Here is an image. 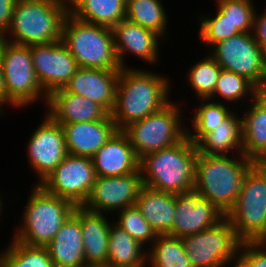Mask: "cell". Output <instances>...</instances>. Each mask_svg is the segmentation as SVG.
Here are the masks:
<instances>
[{"label": "cell", "mask_w": 266, "mask_h": 267, "mask_svg": "<svg viewBox=\"0 0 266 267\" xmlns=\"http://www.w3.org/2000/svg\"><path fill=\"white\" fill-rule=\"evenodd\" d=\"M46 107V113L61 125L103 120L108 115L94 101L63 89H58L48 96Z\"/></svg>", "instance_id": "cell-22"}, {"label": "cell", "mask_w": 266, "mask_h": 267, "mask_svg": "<svg viewBox=\"0 0 266 267\" xmlns=\"http://www.w3.org/2000/svg\"><path fill=\"white\" fill-rule=\"evenodd\" d=\"M33 69L44 92L63 89L79 68L76 59L60 41L30 46Z\"/></svg>", "instance_id": "cell-15"}, {"label": "cell", "mask_w": 266, "mask_h": 267, "mask_svg": "<svg viewBox=\"0 0 266 267\" xmlns=\"http://www.w3.org/2000/svg\"><path fill=\"white\" fill-rule=\"evenodd\" d=\"M225 217L242 242L266 241V163L255 162L249 168Z\"/></svg>", "instance_id": "cell-7"}, {"label": "cell", "mask_w": 266, "mask_h": 267, "mask_svg": "<svg viewBox=\"0 0 266 267\" xmlns=\"http://www.w3.org/2000/svg\"><path fill=\"white\" fill-rule=\"evenodd\" d=\"M69 13L81 21L113 28L126 18V0H76Z\"/></svg>", "instance_id": "cell-28"}, {"label": "cell", "mask_w": 266, "mask_h": 267, "mask_svg": "<svg viewBox=\"0 0 266 267\" xmlns=\"http://www.w3.org/2000/svg\"><path fill=\"white\" fill-rule=\"evenodd\" d=\"M68 154L91 158L118 130L111 115L103 120L62 125Z\"/></svg>", "instance_id": "cell-20"}, {"label": "cell", "mask_w": 266, "mask_h": 267, "mask_svg": "<svg viewBox=\"0 0 266 267\" xmlns=\"http://www.w3.org/2000/svg\"><path fill=\"white\" fill-rule=\"evenodd\" d=\"M256 99L266 108V86L257 90Z\"/></svg>", "instance_id": "cell-42"}, {"label": "cell", "mask_w": 266, "mask_h": 267, "mask_svg": "<svg viewBox=\"0 0 266 267\" xmlns=\"http://www.w3.org/2000/svg\"><path fill=\"white\" fill-rule=\"evenodd\" d=\"M148 248L147 267H194L184 251L181 238L158 234Z\"/></svg>", "instance_id": "cell-31"}, {"label": "cell", "mask_w": 266, "mask_h": 267, "mask_svg": "<svg viewBox=\"0 0 266 267\" xmlns=\"http://www.w3.org/2000/svg\"><path fill=\"white\" fill-rule=\"evenodd\" d=\"M244 110L243 155L254 162L266 163V108L255 98Z\"/></svg>", "instance_id": "cell-26"}, {"label": "cell", "mask_w": 266, "mask_h": 267, "mask_svg": "<svg viewBox=\"0 0 266 267\" xmlns=\"http://www.w3.org/2000/svg\"><path fill=\"white\" fill-rule=\"evenodd\" d=\"M208 53L222 69L247 78L258 89L266 86V54L256 43L252 32L220 41Z\"/></svg>", "instance_id": "cell-11"}, {"label": "cell", "mask_w": 266, "mask_h": 267, "mask_svg": "<svg viewBox=\"0 0 266 267\" xmlns=\"http://www.w3.org/2000/svg\"><path fill=\"white\" fill-rule=\"evenodd\" d=\"M3 196L1 195V193H0V219H2L1 218V216H2V212L4 211L3 209H4V206H3V204H4V202H3Z\"/></svg>", "instance_id": "cell-44"}, {"label": "cell", "mask_w": 266, "mask_h": 267, "mask_svg": "<svg viewBox=\"0 0 266 267\" xmlns=\"http://www.w3.org/2000/svg\"><path fill=\"white\" fill-rule=\"evenodd\" d=\"M6 42L7 41H6L5 34L0 32V58H1V53H2L3 46H4V44Z\"/></svg>", "instance_id": "cell-43"}, {"label": "cell", "mask_w": 266, "mask_h": 267, "mask_svg": "<svg viewBox=\"0 0 266 267\" xmlns=\"http://www.w3.org/2000/svg\"><path fill=\"white\" fill-rule=\"evenodd\" d=\"M215 6L241 33L252 32L255 11L253 0H215Z\"/></svg>", "instance_id": "cell-37"}, {"label": "cell", "mask_w": 266, "mask_h": 267, "mask_svg": "<svg viewBox=\"0 0 266 267\" xmlns=\"http://www.w3.org/2000/svg\"><path fill=\"white\" fill-rule=\"evenodd\" d=\"M199 60L188 68L186 80L197 100L209 99L213 95L222 68L208 53Z\"/></svg>", "instance_id": "cell-34"}, {"label": "cell", "mask_w": 266, "mask_h": 267, "mask_svg": "<svg viewBox=\"0 0 266 267\" xmlns=\"http://www.w3.org/2000/svg\"><path fill=\"white\" fill-rule=\"evenodd\" d=\"M0 251V267H54L46 246H31L11 238Z\"/></svg>", "instance_id": "cell-33"}, {"label": "cell", "mask_w": 266, "mask_h": 267, "mask_svg": "<svg viewBox=\"0 0 266 267\" xmlns=\"http://www.w3.org/2000/svg\"><path fill=\"white\" fill-rule=\"evenodd\" d=\"M181 105L171 101L159 111L122 129L139 160L146 154L173 146L187 136L189 125L183 119L187 115Z\"/></svg>", "instance_id": "cell-8"}, {"label": "cell", "mask_w": 266, "mask_h": 267, "mask_svg": "<svg viewBox=\"0 0 266 267\" xmlns=\"http://www.w3.org/2000/svg\"><path fill=\"white\" fill-rule=\"evenodd\" d=\"M162 2L161 0H126V19L154 31L166 40L169 17Z\"/></svg>", "instance_id": "cell-30"}, {"label": "cell", "mask_w": 266, "mask_h": 267, "mask_svg": "<svg viewBox=\"0 0 266 267\" xmlns=\"http://www.w3.org/2000/svg\"><path fill=\"white\" fill-rule=\"evenodd\" d=\"M96 177L91 158L67 154L39 185L48 193L67 199L76 206H82Z\"/></svg>", "instance_id": "cell-12"}, {"label": "cell", "mask_w": 266, "mask_h": 267, "mask_svg": "<svg viewBox=\"0 0 266 267\" xmlns=\"http://www.w3.org/2000/svg\"><path fill=\"white\" fill-rule=\"evenodd\" d=\"M68 13L62 0H17L6 41L24 46L60 41Z\"/></svg>", "instance_id": "cell-4"}, {"label": "cell", "mask_w": 266, "mask_h": 267, "mask_svg": "<svg viewBox=\"0 0 266 267\" xmlns=\"http://www.w3.org/2000/svg\"><path fill=\"white\" fill-rule=\"evenodd\" d=\"M31 186L34 187L30 188L31 195L25 201L21 224L14 229L13 238L31 246H46L77 206L46 192L39 184Z\"/></svg>", "instance_id": "cell-5"}, {"label": "cell", "mask_w": 266, "mask_h": 267, "mask_svg": "<svg viewBox=\"0 0 266 267\" xmlns=\"http://www.w3.org/2000/svg\"><path fill=\"white\" fill-rule=\"evenodd\" d=\"M17 0H0V32L6 33L11 24L14 6Z\"/></svg>", "instance_id": "cell-40"}, {"label": "cell", "mask_w": 266, "mask_h": 267, "mask_svg": "<svg viewBox=\"0 0 266 267\" xmlns=\"http://www.w3.org/2000/svg\"><path fill=\"white\" fill-rule=\"evenodd\" d=\"M198 101L200 102L197 104V108L194 107L193 117L188 118L192 125L187 127V137L194 144H197L207 133L216 129L234 110V106L231 108L226 103L214 102L209 99H198Z\"/></svg>", "instance_id": "cell-29"}, {"label": "cell", "mask_w": 266, "mask_h": 267, "mask_svg": "<svg viewBox=\"0 0 266 267\" xmlns=\"http://www.w3.org/2000/svg\"><path fill=\"white\" fill-rule=\"evenodd\" d=\"M197 145L187 136L173 146L140 159L144 186L174 194L194 190Z\"/></svg>", "instance_id": "cell-2"}, {"label": "cell", "mask_w": 266, "mask_h": 267, "mask_svg": "<svg viewBox=\"0 0 266 267\" xmlns=\"http://www.w3.org/2000/svg\"><path fill=\"white\" fill-rule=\"evenodd\" d=\"M4 113L5 112L0 109V117H2L4 115Z\"/></svg>", "instance_id": "cell-46"}, {"label": "cell", "mask_w": 266, "mask_h": 267, "mask_svg": "<svg viewBox=\"0 0 266 267\" xmlns=\"http://www.w3.org/2000/svg\"><path fill=\"white\" fill-rule=\"evenodd\" d=\"M108 214L88 211L80 206V223L86 266L103 267L108 261L111 222ZM111 220V221H109Z\"/></svg>", "instance_id": "cell-23"}, {"label": "cell", "mask_w": 266, "mask_h": 267, "mask_svg": "<svg viewBox=\"0 0 266 267\" xmlns=\"http://www.w3.org/2000/svg\"><path fill=\"white\" fill-rule=\"evenodd\" d=\"M235 110L239 109H234L216 129L207 133L196 144L199 154L217 156L243 154L242 117H239V113Z\"/></svg>", "instance_id": "cell-24"}, {"label": "cell", "mask_w": 266, "mask_h": 267, "mask_svg": "<svg viewBox=\"0 0 266 267\" xmlns=\"http://www.w3.org/2000/svg\"><path fill=\"white\" fill-rule=\"evenodd\" d=\"M255 11L252 35L256 43L260 46L263 52L266 54V12Z\"/></svg>", "instance_id": "cell-39"}, {"label": "cell", "mask_w": 266, "mask_h": 267, "mask_svg": "<svg viewBox=\"0 0 266 267\" xmlns=\"http://www.w3.org/2000/svg\"><path fill=\"white\" fill-rule=\"evenodd\" d=\"M7 107V89L5 86V78L3 75L2 66L0 64V109L5 112L3 107Z\"/></svg>", "instance_id": "cell-41"}, {"label": "cell", "mask_w": 266, "mask_h": 267, "mask_svg": "<svg viewBox=\"0 0 266 267\" xmlns=\"http://www.w3.org/2000/svg\"><path fill=\"white\" fill-rule=\"evenodd\" d=\"M143 187L140 169L122 176H97L82 207L88 211L112 215L135 205Z\"/></svg>", "instance_id": "cell-14"}, {"label": "cell", "mask_w": 266, "mask_h": 267, "mask_svg": "<svg viewBox=\"0 0 266 267\" xmlns=\"http://www.w3.org/2000/svg\"><path fill=\"white\" fill-rule=\"evenodd\" d=\"M0 64L7 89V107L11 105L12 108L22 109L29 105L33 106L40 100L46 108L48 95L44 92L33 69L30 46L6 42L2 49Z\"/></svg>", "instance_id": "cell-9"}, {"label": "cell", "mask_w": 266, "mask_h": 267, "mask_svg": "<svg viewBox=\"0 0 266 267\" xmlns=\"http://www.w3.org/2000/svg\"><path fill=\"white\" fill-rule=\"evenodd\" d=\"M54 267H87L80 223V206L46 245Z\"/></svg>", "instance_id": "cell-21"}, {"label": "cell", "mask_w": 266, "mask_h": 267, "mask_svg": "<svg viewBox=\"0 0 266 267\" xmlns=\"http://www.w3.org/2000/svg\"><path fill=\"white\" fill-rule=\"evenodd\" d=\"M157 234H168L175 215V194L144 186L135 204Z\"/></svg>", "instance_id": "cell-25"}, {"label": "cell", "mask_w": 266, "mask_h": 267, "mask_svg": "<svg viewBox=\"0 0 266 267\" xmlns=\"http://www.w3.org/2000/svg\"><path fill=\"white\" fill-rule=\"evenodd\" d=\"M68 7H70L76 0H62Z\"/></svg>", "instance_id": "cell-45"}, {"label": "cell", "mask_w": 266, "mask_h": 267, "mask_svg": "<svg viewBox=\"0 0 266 267\" xmlns=\"http://www.w3.org/2000/svg\"><path fill=\"white\" fill-rule=\"evenodd\" d=\"M225 214L195 190L175 194V215L168 235L183 238L215 226Z\"/></svg>", "instance_id": "cell-16"}, {"label": "cell", "mask_w": 266, "mask_h": 267, "mask_svg": "<svg viewBox=\"0 0 266 267\" xmlns=\"http://www.w3.org/2000/svg\"><path fill=\"white\" fill-rule=\"evenodd\" d=\"M114 215H117V218L114 219H118L114 220V222L128 232L133 239L139 241L144 246L146 245L147 249L156 239L158 234L136 205L124 208Z\"/></svg>", "instance_id": "cell-36"}, {"label": "cell", "mask_w": 266, "mask_h": 267, "mask_svg": "<svg viewBox=\"0 0 266 267\" xmlns=\"http://www.w3.org/2000/svg\"><path fill=\"white\" fill-rule=\"evenodd\" d=\"M236 267H266V241L241 242Z\"/></svg>", "instance_id": "cell-38"}, {"label": "cell", "mask_w": 266, "mask_h": 267, "mask_svg": "<svg viewBox=\"0 0 266 267\" xmlns=\"http://www.w3.org/2000/svg\"><path fill=\"white\" fill-rule=\"evenodd\" d=\"M257 90L258 88L247 78L235 72L221 69L215 90L209 100L219 103L220 101L222 103L226 102V104L230 106L234 104L236 107V102L237 104L238 102L242 104L244 101V103L246 102L247 104L253 101L256 98ZM217 98H219V100Z\"/></svg>", "instance_id": "cell-32"}, {"label": "cell", "mask_w": 266, "mask_h": 267, "mask_svg": "<svg viewBox=\"0 0 266 267\" xmlns=\"http://www.w3.org/2000/svg\"><path fill=\"white\" fill-rule=\"evenodd\" d=\"M119 73L120 70L79 67L63 90L94 101L110 114L115 104Z\"/></svg>", "instance_id": "cell-18"}, {"label": "cell", "mask_w": 266, "mask_h": 267, "mask_svg": "<svg viewBox=\"0 0 266 267\" xmlns=\"http://www.w3.org/2000/svg\"><path fill=\"white\" fill-rule=\"evenodd\" d=\"M91 159L100 177L122 176L139 170L140 160L122 130H117Z\"/></svg>", "instance_id": "cell-19"}, {"label": "cell", "mask_w": 266, "mask_h": 267, "mask_svg": "<svg viewBox=\"0 0 266 267\" xmlns=\"http://www.w3.org/2000/svg\"><path fill=\"white\" fill-rule=\"evenodd\" d=\"M199 15L198 38L202 40L204 46L210 49L214 44L223 41L241 32L233 25L227 17L216 7L214 15Z\"/></svg>", "instance_id": "cell-35"}, {"label": "cell", "mask_w": 266, "mask_h": 267, "mask_svg": "<svg viewBox=\"0 0 266 267\" xmlns=\"http://www.w3.org/2000/svg\"><path fill=\"white\" fill-rule=\"evenodd\" d=\"M61 42L79 67L120 70L112 28L81 21L68 13L62 26Z\"/></svg>", "instance_id": "cell-6"}, {"label": "cell", "mask_w": 266, "mask_h": 267, "mask_svg": "<svg viewBox=\"0 0 266 267\" xmlns=\"http://www.w3.org/2000/svg\"><path fill=\"white\" fill-rule=\"evenodd\" d=\"M44 115L25 145L27 163L38 178L36 184L46 178L68 154L62 125L47 113Z\"/></svg>", "instance_id": "cell-13"}, {"label": "cell", "mask_w": 266, "mask_h": 267, "mask_svg": "<svg viewBox=\"0 0 266 267\" xmlns=\"http://www.w3.org/2000/svg\"><path fill=\"white\" fill-rule=\"evenodd\" d=\"M254 163L243 154L217 156L198 153L194 190L226 215L235 205L244 176Z\"/></svg>", "instance_id": "cell-3"}, {"label": "cell", "mask_w": 266, "mask_h": 267, "mask_svg": "<svg viewBox=\"0 0 266 267\" xmlns=\"http://www.w3.org/2000/svg\"><path fill=\"white\" fill-rule=\"evenodd\" d=\"M112 32L115 52L121 68H129L126 55L137 57L149 66L160 61L158 49L163 38L154 31L125 18L112 28Z\"/></svg>", "instance_id": "cell-17"}, {"label": "cell", "mask_w": 266, "mask_h": 267, "mask_svg": "<svg viewBox=\"0 0 266 267\" xmlns=\"http://www.w3.org/2000/svg\"><path fill=\"white\" fill-rule=\"evenodd\" d=\"M147 248L114 221L110 226L108 261L111 267H145Z\"/></svg>", "instance_id": "cell-27"}, {"label": "cell", "mask_w": 266, "mask_h": 267, "mask_svg": "<svg viewBox=\"0 0 266 267\" xmlns=\"http://www.w3.org/2000/svg\"><path fill=\"white\" fill-rule=\"evenodd\" d=\"M181 239L194 267H236L242 241L226 217L205 231Z\"/></svg>", "instance_id": "cell-10"}, {"label": "cell", "mask_w": 266, "mask_h": 267, "mask_svg": "<svg viewBox=\"0 0 266 267\" xmlns=\"http://www.w3.org/2000/svg\"><path fill=\"white\" fill-rule=\"evenodd\" d=\"M168 76L139 68H121L110 113L118 130L164 108L172 100Z\"/></svg>", "instance_id": "cell-1"}]
</instances>
